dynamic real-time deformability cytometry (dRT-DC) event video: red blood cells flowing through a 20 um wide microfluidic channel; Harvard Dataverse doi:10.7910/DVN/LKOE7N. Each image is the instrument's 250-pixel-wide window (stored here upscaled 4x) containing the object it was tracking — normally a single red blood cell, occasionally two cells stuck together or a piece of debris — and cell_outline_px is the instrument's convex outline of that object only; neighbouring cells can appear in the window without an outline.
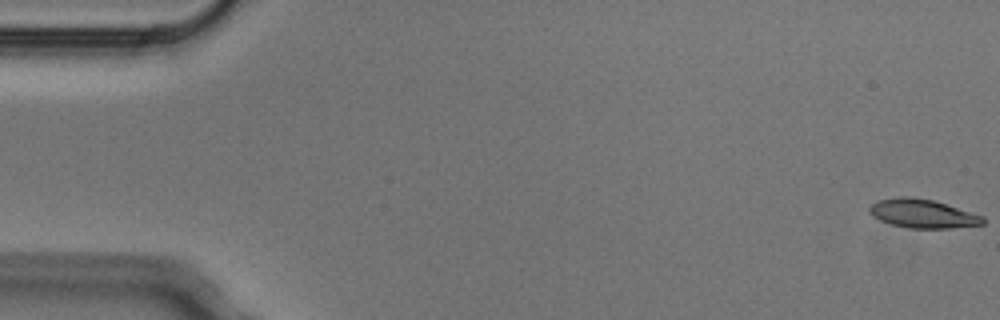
{"species": "Egyptian fruit bat (a non-hibernating species)", "species_latin": "Rousettus aegyptiacus", "temperature_condition": "cold", "stored_images_in_passage": 5, "camera_frame_rate_fps": 3000, "um_per_image_px": 0.085, "animal": {"sex": "male"}, "frame": {"image": 1, "passage_image": 1, "time_ms": 0.0, "image_size_px": [1000, 320], "cell_outline_px": [[984, 224], [948, 228], [912, 228], [892, 224], [880, 220], [872, 216], [868, 212], [868, 208], [876, 200], [900, 196], [904, 196], [932, 200], [984, 216]], "centroid_in_image_um": [78.38, 18.15], "position_along_channel_um": 6.6, "area_um2": 18.79}}